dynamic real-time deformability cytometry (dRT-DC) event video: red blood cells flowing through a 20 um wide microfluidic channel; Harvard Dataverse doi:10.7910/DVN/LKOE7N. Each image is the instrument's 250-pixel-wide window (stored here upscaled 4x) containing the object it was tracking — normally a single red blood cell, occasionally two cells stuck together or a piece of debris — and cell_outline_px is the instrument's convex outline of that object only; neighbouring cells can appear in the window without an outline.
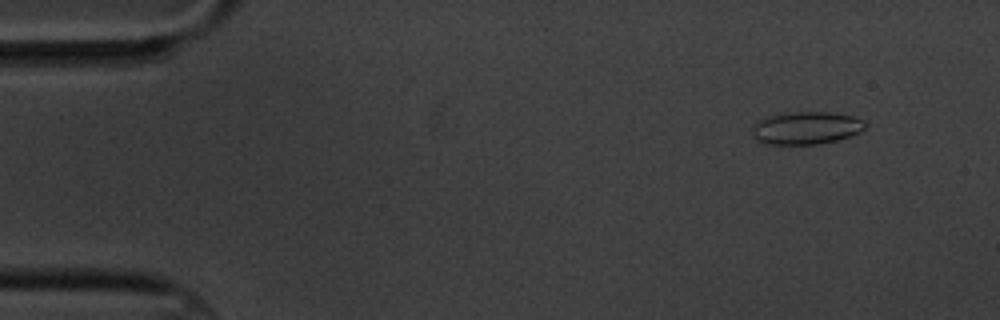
{"species": "common noctule bat (a hibernating species)", "species_latin": "Nyctalus noctula", "temperature_condition": "cold", "stored_images_in_passage": 5, "camera_frame_rate_fps": 3000, "um_per_image_px": 0.085, "animal": {"sex": "male", "body_mass_g": 20.1, "forearm_length_mm": 53.5}, "frame": {"image": 1, "passage_image": 2, "time_ms": 1.333, "image_size_px": [1000, 320], "cell_outline_px": [[864, 128], [860, 132], [836, 140], [820, 144], [764, 144], [756, 140], [752, 136], [752, 128], [756, 120], [764, 116], [796, 112], [828, 112], [852, 116], [864, 120]], "centroid_in_image_um": [68.45, 10.88], "position_along_channel_um": 16.5, "area_um2": 21.56}}
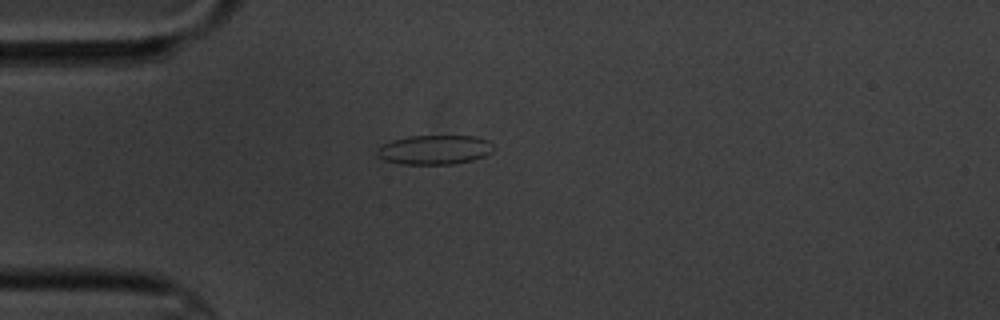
{"frame": {"image": 2, "passage_image": 5, "time_ms": 4.667, "image_size_px": [1000, 320], "cell_outline_px": [[496, 148], [492, 152], [484, 156], [472, 160], [452, 164], [400, 164], [384, 160], [376, 156], [376, 148], [392, 140], [408, 136], [476, 136], [488, 140]], "centroid_in_image_um": [36.93, 12.73], "position_along_channel_um": 48.1, "area_um2": 20.11}}